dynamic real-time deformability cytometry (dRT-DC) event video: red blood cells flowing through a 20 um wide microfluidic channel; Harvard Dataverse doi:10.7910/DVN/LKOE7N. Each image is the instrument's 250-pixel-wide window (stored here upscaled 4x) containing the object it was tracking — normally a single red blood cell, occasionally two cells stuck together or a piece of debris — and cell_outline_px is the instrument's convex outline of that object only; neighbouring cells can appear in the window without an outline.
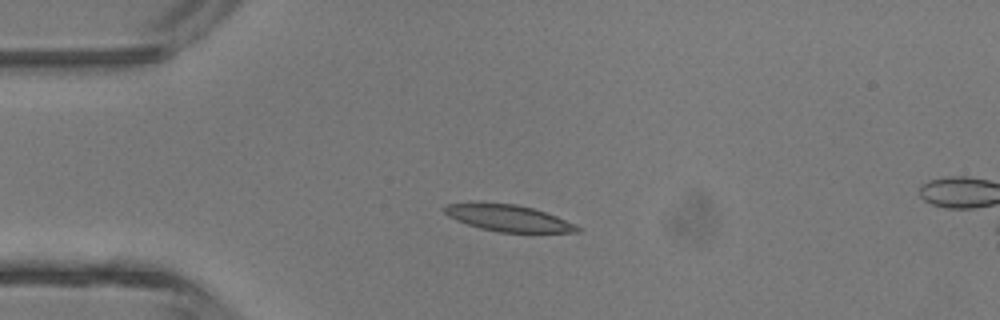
{"species": "common noctule bat (a hibernating species)", "species_latin": "Nyctalus noctula", "temperature_condition": "room temperature", "stored_images_in_passage": 2, "camera_frame_rate_fps": 3000, "um_per_image_px": 0.085, "animal": {"sex": "male", "body_mass_g": 13.3}, "frame": {"image": 1, "passage_image": 2, "time_ms": 1.333, "image_size_px": [1000, 320], "cell_outline_px": [[580, 232], [500, 232], [480, 228], [456, 220], [448, 216], [440, 208], [448, 204], [472, 200], [480, 200], [516, 204], [532, 208], [556, 216], [576, 224], [580, 228]], "centroid_in_image_um": [43.1, 18.49], "position_along_channel_um": 41.9, "area_um2": 21.1}}